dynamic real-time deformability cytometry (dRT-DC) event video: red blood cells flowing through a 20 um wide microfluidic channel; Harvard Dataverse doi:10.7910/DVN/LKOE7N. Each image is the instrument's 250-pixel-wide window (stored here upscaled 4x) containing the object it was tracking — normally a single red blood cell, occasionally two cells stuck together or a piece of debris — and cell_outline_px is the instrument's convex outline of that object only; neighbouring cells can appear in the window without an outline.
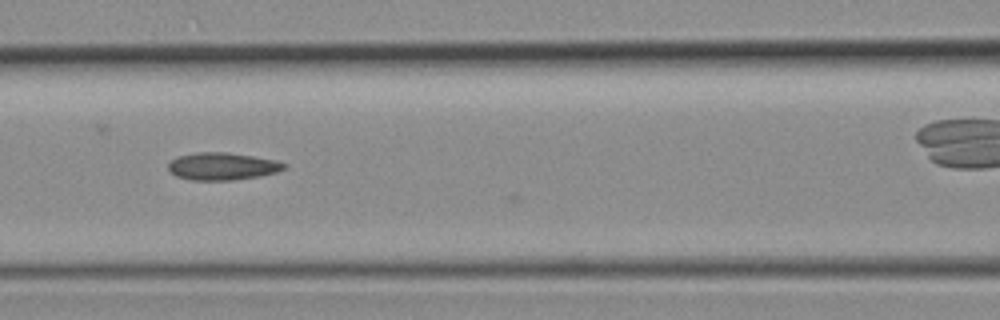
{"species": "common noctule bat (a hibernating species)", "species_latin": "Nyctalus noctula", "temperature_condition": "room temperature", "stored_images_in_passage": 18, "camera_frame_rate_fps": 3000, "um_per_image_px": 0.085, "animal": {"sex": "female", "body_mass_g": 19.3, "forearm_length_mm": 54.1}, "frame": {"image": 1, "passage_image": 4, "time_ms": 1.0, "image_size_px": [1000, 320], "cell_outline_px": [[288, 164], [284, 168], [276, 172], [260, 176], [232, 180], [192, 180], [176, 176], [168, 168], [168, 164], [176, 156], [196, 152], [228, 152], [276, 160]], "centroid_in_image_um": [18.89, 14.13], "position_along_channel_um": 147.7, "area_um2": 18.5}}
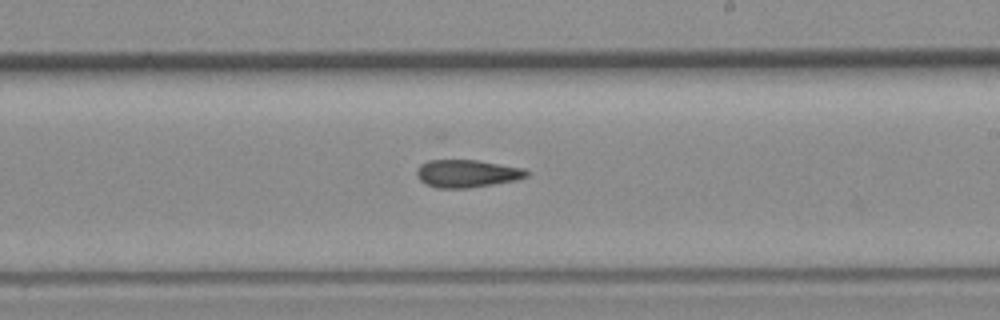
{"frame": {"image": 2, "passage_image": 10, "time_ms": 3.0, "image_size_px": [1000, 320], "cell_outline_px": [[528, 176], [516, 180], [468, 188], [436, 188], [424, 184], [416, 176], [416, 168], [420, 164], [428, 160], [476, 160], [524, 168], [528, 172]], "centroid_in_image_um": [39.64, 14.75], "position_along_channel_um": 249.4, "area_um2": 17.8}}
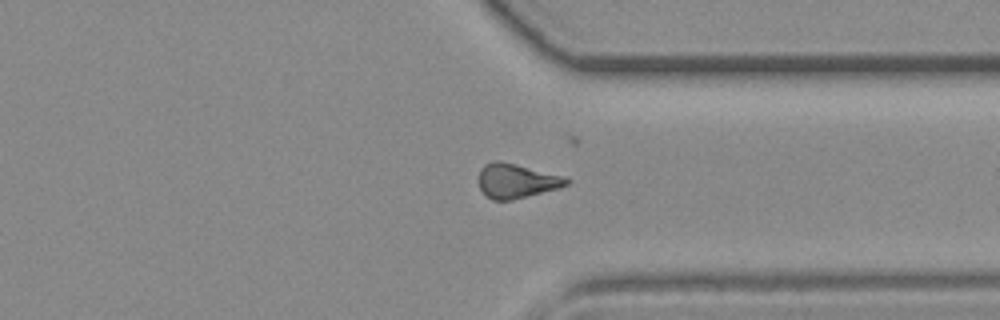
{"frame": {"image": 3, "passage_image": 17, "time_ms": 5.333, "image_size_px": [1000, 320], "cell_outline_px": [[572, 180], [568, 184], [560, 188], [512, 200], [492, 200], [480, 188], [480, 168], [484, 164], [496, 160], [500, 160], [564, 176]], "centroid_in_image_um": [43.93, 15.37], "position_along_channel_um": 367.5, "area_um2": 17.57}}